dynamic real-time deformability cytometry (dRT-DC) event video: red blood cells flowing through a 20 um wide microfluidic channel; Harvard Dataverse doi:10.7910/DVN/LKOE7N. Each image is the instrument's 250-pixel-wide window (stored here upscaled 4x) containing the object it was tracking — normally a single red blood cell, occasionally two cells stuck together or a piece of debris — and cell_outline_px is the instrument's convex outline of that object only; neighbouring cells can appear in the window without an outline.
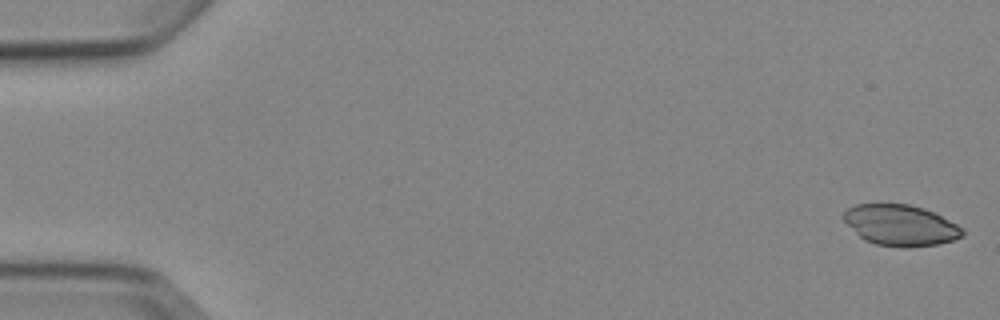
{"species": "Egyptian fruit bat (a non-hibernating species)", "species_latin": "Rousettus aegyptiacus", "temperature_condition": "cold", "stored_images_in_passage": 8, "camera_frame_rate_fps": 3000, "um_per_image_px": 0.085, "animal": {"sex": "female"}, "frame": {"image": 1, "passage_image": 1, "time_ms": 0.0, "image_size_px": [1000, 320], "cell_outline_px": [[964, 236], [952, 240], [936, 244], [908, 248], [900, 248], [876, 244], [864, 240], [840, 216], [848, 208], [856, 204], [908, 204], [924, 208], [964, 228]], "centroid_in_image_um": [76.54, 19.15], "position_along_channel_um": 8.5, "area_um2": 28.26}}
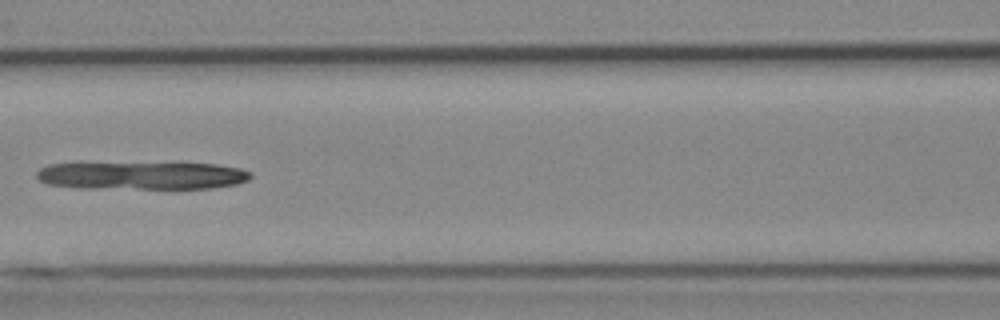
{"frame": {"image": 2, "passage_image": 7, "time_ms": 7.667, "image_size_px": [1000, 320], "cell_outline_px": [[252, 176], [248, 180], [236, 184], [212, 188], [80, 188], [48, 184], [40, 180], [36, 176], [36, 172], [40, 168], [48, 164], [76, 160], [80, 160], [216, 164], [240, 168], [252, 172]], "centroid_in_image_um": [11.92, 14.86], "position_along_channel_um": 154.7, "area_um2": 36.53}}
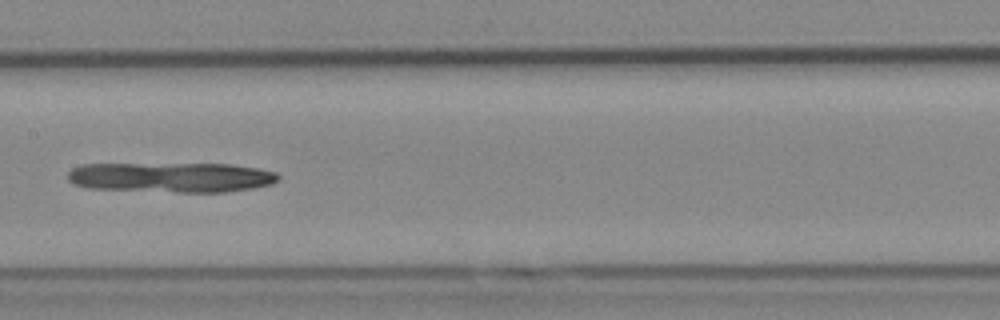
{"frame": {"image": 3, "passage_image": 8, "time_ms": 8.667, "image_size_px": [1000, 320], "cell_outline_px": [[280, 180], [272, 184], [252, 188], [224, 192], [176, 192], [88, 188], [72, 184], [68, 180], [68, 172], [72, 168], [80, 164], [228, 164], [256, 168], [276, 172], [280, 176]], "centroid_in_image_um": [14.54, 15.07], "position_along_channel_um": 192.9, "area_um2": 36.93}}